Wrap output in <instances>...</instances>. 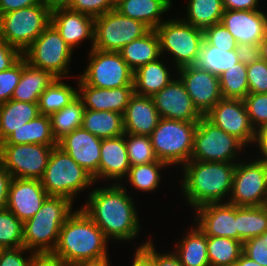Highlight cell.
<instances>
[{
  "mask_svg": "<svg viewBox=\"0 0 267 266\" xmlns=\"http://www.w3.org/2000/svg\"><path fill=\"white\" fill-rule=\"evenodd\" d=\"M25 251H30L29 257L23 256ZM37 253L26 249L25 247L4 249L0 257V266H31Z\"/></svg>",
  "mask_w": 267,
  "mask_h": 266,
  "instance_id": "50",
  "label": "cell"
},
{
  "mask_svg": "<svg viewBox=\"0 0 267 266\" xmlns=\"http://www.w3.org/2000/svg\"><path fill=\"white\" fill-rule=\"evenodd\" d=\"M150 28L143 22L111 10L94 20L93 48L119 52L126 44L144 36Z\"/></svg>",
  "mask_w": 267,
  "mask_h": 266,
  "instance_id": "11",
  "label": "cell"
},
{
  "mask_svg": "<svg viewBox=\"0 0 267 266\" xmlns=\"http://www.w3.org/2000/svg\"><path fill=\"white\" fill-rule=\"evenodd\" d=\"M238 62L236 50L219 49L204 39L195 66L219 77Z\"/></svg>",
  "mask_w": 267,
  "mask_h": 266,
  "instance_id": "36",
  "label": "cell"
},
{
  "mask_svg": "<svg viewBox=\"0 0 267 266\" xmlns=\"http://www.w3.org/2000/svg\"><path fill=\"white\" fill-rule=\"evenodd\" d=\"M130 169L124 134L102 139L100 149L99 180H121Z\"/></svg>",
  "mask_w": 267,
  "mask_h": 266,
  "instance_id": "25",
  "label": "cell"
},
{
  "mask_svg": "<svg viewBox=\"0 0 267 266\" xmlns=\"http://www.w3.org/2000/svg\"><path fill=\"white\" fill-rule=\"evenodd\" d=\"M170 76L169 68L159 58L149 62L133 73L134 93L152 97L173 80Z\"/></svg>",
  "mask_w": 267,
  "mask_h": 266,
  "instance_id": "29",
  "label": "cell"
},
{
  "mask_svg": "<svg viewBox=\"0 0 267 266\" xmlns=\"http://www.w3.org/2000/svg\"><path fill=\"white\" fill-rule=\"evenodd\" d=\"M0 144L58 145V141L53 136L49 116L40 114L19 129L14 130Z\"/></svg>",
  "mask_w": 267,
  "mask_h": 266,
  "instance_id": "31",
  "label": "cell"
},
{
  "mask_svg": "<svg viewBox=\"0 0 267 266\" xmlns=\"http://www.w3.org/2000/svg\"><path fill=\"white\" fill-rule=\"evenodd\" d=\"M55 79L51 72L32 67L22 56V73L11 99L38 103L40 95Z\"/></svg>",
  "mask_w": 267,
  "mask_h": 266,
  "instance_id": "27",
  "label": "cell"
},
{
  "mask_svg": "<svg viewBox=\"0 0 267 266\" xmlns=\"http://www.w3.org/2000/svg\"><path fill=\"white\" fill-rule=\"evenodd\" d=\"M0 246L4 249L24 247L23 222L8 209L0 211Z\"/></svg>",
  "mask_w": 267,
  "mask_h": 266,
  "instance_id": "43",
  "label": "cell"
},
{
  "mask_svg": "<svg viewBox=\"0 0 267 266\" xmlns=\"http://www.w3.org/2000/svg\"><path fill=\"white\" fill-rule=\"evenodd\" d=\"M94 20L91 16L68 8L51 12V24L72 50L86 38L92 40L91 49L93 48Z\"/></svg>",
  "mask_w": 267,
  "mask_h": 266,
  "instance_id": "23",
  "label": "cell"
},
{
  "mask_svg": "<svg viewBox=\"0 0 267 266\" xmlns=\"http://www.w3.org/2000/svg\"><path fill=\"white\" fill-rule=\"evenodd\" d=\"M243 101L253 127L260 133L267 127V93H248Z\"/></svg>",
  "mask_w": 267,
  "mask_h": 266,
  "instance_id": "44",
  "label": "cell"
},
{
  "mask_svg": "<svg viewBox=\"0 0 267 266\" xmlns=\"http://www.w3.org/2000/svg\"><path fill=\"white\" fill-rule=\"evenodd\" d=\"M224 11L223 0H189L187 15H185L188 18L182 19L188 24L204 30L209 26L221 23Z\"/></svg>",
  "mask_w": 267,
  "mask_h": 266,
  "instance_id": "37",
  "label": "cell"
},
{
  "mask_svg": "<svg viewBox=\"0 0 267 266\" xmlns=\"http://www.w3.org/2000/svg\"><path fill=\"white\" fill-rule=\"evenodd\" d=\"M51 24V11L42 4L0 15V38L23 53Z\"/></svg>",
  "mask_w": 267,
  "mask_h": 266,
  "instance_id": "7",
  "label": "cell"
},
{
  "mask_svg": "<svg viewBox=\"0 0 267 266\" xmlns=\"http://www.w3.org/2000/svg\"><path fill=\"white\" fill-rule=\"evenodd\" d=\"M227 202L236 206L267 205V160L236 163Z\"/></svg>",
  "mask_w": 267,
  "mask_h": 266,
  "instance_id": "12",
  "label": "cell"
},
{
  "mask_svg": "<svg viewBox=\"0 0 267 266\" xmlns=\"http://www.w3.org/2000/svg\"><path fill=\"white\" fill-rule=\"evenodd\" d=\"M3 250H4V248L2 246H0V257H1Z\"/></svg>",
  "mask_w": 267,
  "mask_h": 266,
  "instance_id": "64",
  "label": "cell"
},
{
  "mask_svg": "<svg viewBox=\"0 0 267 266\" xmlns=\"http://www.w3.org/2000/svg\"><path fill=\"white\" fill-rule=\"evenodd\" d=\"M69 266H110L109 259H104L100 261H95V262H79L75 263Z\"/></svg>",
  "mask_w": 267,
  "mask_h": 266,
  "instance_id": "62",
  "label": "cell"
},
{
  "mask_svg": "<svg viewBox=\"0 0 267 266\" xmlns=\"http://www.w3.org/2000/svg\"><path fill=\"white\" fill-rule=\"evenodd\" d=\"M124 133L150 136L160 115L151 96L133 94L123 114Z\"/></svg>",
  "mask_w": 267,
  "mask_h": 266,
  "instance_id": "24",
  "label": "cell"
},
{
  "mask_svg": "<svg viewBox=\"0 0 267 266\" xmlns=\"http://www.w3.org/2000/svg\"><path fill=\"white\" fill-rule=\"evenodd\" d=\"M78 97L82 100L84 108L95 111H114L124 114L134 86H122L113 89H104L86 85L78 78ZM81 93V94H80Z\"/></svg>",
  "mask_w": 267,
  "mask_h": 266,
  "instance_id": "22",
  "label": "cell"
},
{
  "mask_svg": "<svg viewBox=\"0 0 267 266\" xmlns=\"http://www.w3.org/2000/svg\"><path fill=\"white\" fill-rule=\"evenodd\" d=\"M235 50L239 62L246 66L261 59L260 47L258 44L237 43Z\"/></svg>",
  "mask_w": 267,
  "mask_h": 266,
  "instance_id": "53",
  "label": "cell"
},
{
  "mask_svg": "<svg viewBox=\"0 0 267 266\" xmlns=\"http://www.w3.org/2000/svg\"><path fill=\"white\" fill-rule=\"evenodd\" d=\"M102 139L79 127L58 140V147L68 153L78 165L99 180L100 149Z\"/></svg>",
  "mask_w": 267,
  "mask_h": 266,
  "instance_id": "18",
  "label": "cell"
},
{
  "mask_svg": "<svg viewBox=\"0 0 267 266\" xmlns=\"http://www.w3.org/2000/svg\"><path fill=\"white\" fill-rule=\"evenodd\" d=\"M225 10H258V0H223Z\"/></svg>",
  "mask_w": 267,
  "mask_h": 266,
  "instance_id": "56",
  "label": "cell"
},
{
  "mask_svg": "<svg viewBox=\"0 0 267 266\" xmlns=\"http://www.w3.org/2000/svg\"><path fill=\"white\" fill-rule=\"evenodd\" d=\"M56 78L40 95L38 107L40 114L50 116L60 111L78 97V90Z\"/></svg>",
  "mask_w": 267,
  "mask_h": 266,
  "instance_id": "35",
  "label": "cell"
},
{
  "mask_svg": "<svg viewBox=\"0 0 267 266\" xmlns=\"http://www.w3.org/2000/svg\"><path fill=\"white\" fill-rule=\"evenodd\" d=\"M198 112L205 116L221 99L219 77L195 65L179 68L177 72Z\"/></svg>",
  "mask_w": 267,
  "mask_h": 266,
  "instance_id": "16",
  "label": "cell"
},
{
  "mask_svg": "<svg viewBox=\"0 0 267 266\" xmlns=\"http://www.w3.org/2000/svg\"><path fill=\"white\" fill-rule=\"evenodd\" d=\"M31 266H68L50 255H38Z\"/></svg>",
  "mask_w": 267,
  "mask_h": 266,
  "instance_id": "58",
  "label": "cell"
},
{
  "mask_svg": "<svg viewBox=\"0 0 267 266\" xmlns=\"http://www.w3.org/2000/svg\"><path fill=\"white\" fill-rule=\"evenodd\" d=\"M259 145L258 149L263 154L261 157L267 160V127H265L260 133L258 137V142L256 143Z\"/></svg>",
  "mask_w": 267,
  "mask_h": 266,
  "instance_id": "60",
  "label": "cell"
},
{
  "mask_svg": "<svg viewBox=\"0 0 267 266\" xmlns=\"http://www.w3.org/2000/svg\"><path fill=\"white\" fill-rule=\"evenodd\" d=\"M89 60L85 72L79 77L86 85L104 89L134 86V72L119 52L100 51L92 48Z\"/></svg>",
  "mask_w": 267,
  "mask_h": 266,
  "instance_id": "13",
  "label": "cell"
},
{
  "mask_svg": "<svg viewBox=\"0 0 267 266\" xmlns=\"http://www.w3.org/2000/svg\"><path fill=\"white\" fill-rule=\"evenodd\" d=\"M12 180L11 173L0 163V211L7 209L9 188Z\"/></svg>",
  "mask_w": 267,
  "mask_h": 266,
  "instance_id": "54",
  "label": "cell"
},
{
  "mask_svg": "<svg viewBox=\"0 0 267 266\" xmlns=\"http://www.w3.org/2000/svg\"><path fill=\"white\" fill-rule=\"evenodd\" d=\"M130 166L158 161L150 136L124 133Z\"/></svg>",
  "mask_w": 267,
  "mask_h": 266,
  "instance_id": "42",
  "label": "cell"
},
{
  "mask_svg": "<svg viewBox=\"0 0 267 266\" xmlns=\"http://www.w3.org/2000/svg\"><path fill=\"white\" fill-rule=\"evenodd\" d=\"M108 186L90 192L86 204L81 208L107 239L127 242L134 240L140 230V221L133 203L135 201L127 195L121 182Z\"/></svg>",
  "mask_w": 267,
  "mask_h": 266,
  "instance_id": "1",
  "label": "cell"
},
{
  "mask_svg": "<svg viewBox=\"0 0 267 266\" xmlns=\"http://www.w3.org/2000/svg\"><path fill=\"white\" fill-rule=\"evenodd\" d=\"M204 39L212 46L227 51L235 50L237 42L233 35L221 24L217 23L203 30Z\"/></svg>",
  "mask_w": 267,
  "mask_h": 266,
  "instance_id": "48",
  "label": "cell"
},
{
  "mask_svg": "<svg viewBox=\"0 0 267 266\" xmlns=\"http://www.w3.org/2000/svg\"><path fill=\"white\" fill-rule=\"evenodd\" d=\"M235 168L236 163L190 160L182 169L185 200L194 209L208 203L227 202L225 195L232 190Z\"/></svg>",
  "mask_w": 267,
  "mask_h": 266,
  "instance_id": "3",
  "label": "cell"
},
{
  "mask_svg": "<svg viewBox=\"0 0 267 266\" xmlns=\"http://www.w3.org/2000/svg\"><path fill=\"white\" fill-rule=\"evenodd\" d=\"M183 239L175 244L173 253L183 266H210L207 253V236L195 225ZM178 245V246H177Z\"/></svg>",
  "mask_w": 267,
  "mask_h": 266,
  "instance_id": "32",
  "label": "cell"
},
{
  "mask_svg": "<svg viewBox=\"0 0 267 266\" xmlns=\"http://www.w3.org/2000/svg\"><path fill=\"white\" fill-rule=\"evenodd\" d=\"M132 266H155L154 245L151 239L142 243L134 253Z\"/></svg>",
  "mask_w": 267,
  "mask_h": 266,
  "instance_id": "52",
  "label": "cell"
},
{
  "mask_svg": "<svg viewBox=\"0 0 267 266\" xmlns=\"http://www.w3.org/2000/svg\"><path fill=\"white\" fill-rule=\"evenodd\" d=\"M72 203L66 197L48 196L39 211L23 222L24 247L38 255H50L61 227L73 212Z\"/></svg>",
  "mask_w": 267,
  "mask_h": 266,
  "instance_id": "4",
  "label": "cell"
},
{
  "mask_svg": "<svg viewBox=\"0 0 267 266\" xmlns=\"http://www.w3.org/2000/svg\"><path fill=\"white\" fill-rule=\"evenodd\" d=\"M210 266H234L243 253V243L227 237L207 236Z\"/></svg>",
  "mask_w": 267,
  "mask_h": 266,
  "instance_id": "38",
  "label": "cell"
},
{
  "mask_svg": "<svg viewBox=\"0 0 267 266\" xmlns=\"http://www.w3.org/2000/svg\"><path fill=\"white\" fill-rule=\"evenodd\" d=\"M243 148L245 145L239 139L203 116L197 124L190 160L236 163L235 158Z\"/></svg>",
  "mask_w": 267,
  "mask_h": 266,
  "instance_id": "10",
  "label": "cell"
},
{
  "mask_svg": "<svg viewBox=\"0 0 267 266\" xmlns=\"http://www.w3.org/2000/svg\"><path fill=\"white\" fill-rule=\"evenodd\" d=\"M22 73V57L9 69L0 72V105L11 100Z\"/></svg>",
  "mask_w": 267,
  "mask_h": 266,
  "instance_id": "45",
  "label": "cell"
},
{
  "mask_svg": "<svg viewBox=\"0 0 267 266\" xmlns=\"http://www.w3.org/2000/svg\"><path fill=\"white\" fill-rule=\"evenodd\" d=\"M234 266H262L257 262L247 257L244 253L241 254L239 259L235 262Z\"/></svg>",
  "mask_w": 267,
  "mask_h": 266,
  "instance_id": "61",
  "label": "cell"
},
{
  "mask_svg": "<svg viewBox=\"0 0 267 266\" xmlns=\"http://www.w3.org/2000/svg\"><path fill=\"white\" fill-rule=\"evenodd\" d=\"M171 5V0H116L115 10L155 30L164 21L161 16Z\"/></svg>",
  "mask_w": 267,
  "mask_h": 266,
  "instance_id": "26",
  "label": "cell"
},
{
  "mask_svg": "<svg viewBox=\"0 0 267 266\" xmlns=\"http://www.w3.org/2000/svg\"><path fill=\"white\" fill-rule=\"evenodd\" d=\"M21 57L22 53L18 49L10 46L5 40L0 38V72L9 69Z\"/></svg>",
  "mask_w": 267,
  "mask_h": 266,
  "instance_id": "51",
  "label": "cell"
},
{
  "mask_svg": "<svg viewBox=\"0 0 267 266\" xmlns=\"http://www.w3.org/2000/svg\"><path fill=\"white\" fill-rule=\"evenodd\" d=\"M166 166V167H165ZM167 164L158 160L148 164L130 166L126 175L130 185L136 189L148 192L158 188L161 180V168H167Z\"/></svg>",
  "mask_w": 267,
  "mask_h": 266,
  "instance_id": "41",
  "label": "cell"
},
{
  "mask_svg": "<svg viewBox=\"0 0 267 266\" xmlns=\"http://www.w3.org/2000/svg\"><path fill=\"white\" fill-rule=\"evenodd\" d=\"M261 59L267 62V32L264 39L259 43Z\"/></svg>",
  "mask_w": 267,
  "mask_h": 266,
  "instance_id": "63",
  "label": "cell"
},
{
  "mask_svg": "<svg viewBox=\"0 0 267 266\" xmlns=\"http://www.w3.org/2000/svg\"><path fill=\"white\" fill-rule=\"evenodd\" d=\"M48 196L40 180L13 178L7 209L24 222L39 211Z\"/></svg>",
  "mask_w": 267,
  "mask_h": 266,
  "instance_id": "20",
  "label": "cell"
},
{
  "mask_svg": "<svg viewBox=\"0 0 267 266\" xmlns=\"http://www.w3.org/2000/svg\"><path fill=\"white\" fill-rule=\"evenodd\" d=\"M40 3L41 0H0V15Z\"/></svg>",
  "mask_w": 267,
  "mask_h": 266,
  "instance_id": "55",
  "label": "cell"
},
{
  "mask_svg": "<svg viewBox=\"0 0 267 266\" xmlns=\"http://www.w3.org/2000/svg\"><path fill=\"white\" fill-rule=\"evenodd\" d=\"M115 6L116 0H72L68 9L91 16L95 19L114 10Z\"/></svg>",
  "mask_w": 267,
  "mask_h": 266,
  "instance_id": "46",
  "label": "cell"
},
{
  "mask_svg": "<svg viewBox=\"0 0 267 266\" xmlns=\"http://www.w3.org/2000/svg\"><path fill=\"white\" fill-rule=\"evenodd\" d=\"M221 24L237 43L258 44L267 32V15L258 10H225Z\"/></svg>",
  "mask_w": 267,
  "mask_h": 266,
  "instance_id": "21",
  "label": "cell"
},
{
  "mask_svg": "<svg viewBox=\"0 0 267 266\" xmlns=\"http://www.w3.org/2000/svg\"><path fill=\"white\" fill-rule=\"evenodd\" d=\"M160 118L198 122L203 116L194 106L180 78L174 79L152 96Z\"/></svg>",
  "mask_w": 267,
  "mask_h": 266,
  "instance_id": "17",
  "label": "cell"
},
{
  "mask_svg": "<svg viewBox=\"0 0 267 266\" xmlns=\"http://www.w3.org/2000/svg\"><path fill=\"white\" fill-rule=\"evenodd\" d=\"M58 145L0 144V163L13 178L40 180Z\"/></svg>",
  "mask_w": 267,
  "mask_h": 266,
  "instance_id": "14",
  "label": "cell"
},
{
  "mask_svg": "<svg viewBox=\"0 0 267 266\" xmlns=\"http://www.w3.org/2000/svg\"><path fill=\"white\" fill-rule=\"evenodd\" d=\"M219 82L222 98L243 100L249 93L247 66L236 63L219 76Z\"/></svg>",
  "mask_w": 267,
  "mask_h": 266,
  "instance_id": "40",
  "label": "cell"
},
{
  "mask_svg": "<svg viewBox=\"0 0 267 266\" xmlns=\"http://www.w3.org/2000/svg\"><path fill=\"white\" fill-rule=\"evenodd\" d=\"M40 181L49 196L66 197L72 202L80 191L95 184L90 173L58 146L52 149Z\"/></svg>",
  "mask_w": 267,
  "mask_h": 266,
  "instance_id": "5",
  "label": "cell"
},
{
  "mask_svg": "<svg viewBox=\"0 0 267 266\" xmlns=\"http://www.w3.org/2000/svg\"><path fill=\"white\" fill-rule=\"evenodd\" d=\"M198 122L160 118L150 135L158 160L168 166H184L190 161ZM183 164V165H182Z\"/></svg>",
  "mask_w": 267,
  "mask_h": 266,
  "instance_id": "6",
  "label": "cell"
},
{
  "mask_svg": "<svg viewBox=\"0 0 267 266\" xmlns=\"http://www.w3.org/2000/svg\"><path fill=\"white\" fill-rule=\"evenodd\" d=\"M40 115L38 103L9 100L0 105V143L14 130Z\"/></svg>",
  "mask_w": 267,
  "mask_h": 266,
  "instance_id": "30",
  "label": "cell"
},
{
  "mask_svg": "<svg viewBox=\"0 0 267 266\" xmlns=\"http://www.w3.org/2000/svg\"><path fill=\"white\" fill-rule=\"evenodd\" d=\"M205 117L226 133L235 136L245 146L258 142L259 133L253 127L241 99L222 98Z\"/></svg>",
  "mask_w": 267,
  "mask_h": 266,
  "instance_id": "15",
  "label": "cell"
},
{
  "mask_svg": "<svg viewBox=\"0 0 267 266\" xmlns=\"http://www.w3.org/2000/svg\"><path fill=\"white\" fill-rule=\"evenodd\" d=\"M84 111L83 102L77 97L69 105L49 116L52 133L57 141L65 134L82 127Z\"/></svg>",
  "mask_w": 267,
  "mask_h": 266,
  "instance_id": "39",
  "label": "cell"
},
{
  "mask_svg": "<svg viewBox=\"0 0 267 266\" xmlns=\"http://www.w3.org/2000/svg\"><path fill=\"white\" fill-rule=\"evenodd\" d=\"M108 241L103 231L81 208L74 211L61 227L56 247L50 256L68 266L104 260L108 258Z\"/></svg>",
  "mask_w": 267,
  "mask_h": 266,
  "instance_id": "2",
  "label": "cell"
},
{
  "mask_svg": "<svg viewBox=\"0 0 267 266\" xmlns=\"http://www.w3.org/2000/svg\"><path fill=\"white\" fill-rule=\"evenodd\" d=\"M155 30L160 40V53H171L176 69L195 65L204 40L202 29L180 17L163 21Z\"/></svg>",
  "mask_w": 267,
  "mask_h": 266,
  "instance_id": "8",
  "label": "cell"
},
{
  "mask_svg": "<svg viewBox=\"0 0 267 266\" xmlns=\"http://www.w3.org/2000/svg\"><path fill=\"white\" fill-rule=\"evenodd\" d=\"M243 253L262 266H267V231L243 243Z\"/></svg>",
  "mask_w": 267,
  "mask_h": 266,
  "instance_id": "49",
  "label": "cell"
},
{
  "mask_svg": "<svg viewBox=\"0 0 267 266\" xmlns=\"http://www.w3.org/2000/svg\"><path fill=\"white\" fill-rule=\"evenodd\" d=\"M72 53L73 50L50 24L22 53V56L32 67L47 70L56 78H66L69 77L68 65Z\"/></svg>",
  "mask_w": 267,
  "mask_h": 266,
  "instance_id": "9",
  "label": "cell"
},
{
  "mask_svg": "<svg viewBox=\"0 0 267 266\" xmlns=\"http://www.w3.org/2000/svg\"><path fill=\"white\" fill-rule=\"evenodd\" d=\"M41 2L52 12L57 9L69 8L72 0H41Z\"/></svg>",
  "mask_w": 267,
  "mask_h": 266,
  "instance_id": "59",
  "label": "cell"
},
{
  "mask_svg": "<svg viewBox=\"0 0 267 266\" xmlns=\"http://www.w3.org/2000/svg\"><path fill=\"white\" fill-rule=\"evenodd\" d=\"M82 127L100 139L118 137L124 134L123 114L85 109Z\"/></svg>",
  "mask_w": 267,
  "mask_h": 266,
  "instance_id": "33",
  "label": "cell"
},
{
  "mask_svg": "<svg viewBox=\"0 0 267 266\" xmlns=\"http://www.w3.org/2000/svg\"><path fill=\"white\" fill-rule=\"evenodd\" d=\"M195 210V223L206 236L238 240L236 205L229 202L208 203Z\"/></svg>",
  "mask_w": 267,
  "mask_h": 266,
  "instance_id": "19",
  "label": "cell"
},
{
  "mask_svg": "<svg viewBox=\"0 0 267 266\" xmlns=\"http://www.w3.org/2000/svg\"><path fill=\"white\" fill-rule=\"evenodd\" d=\"M155 266H183L178 257L174 253L157 252L154 248Z\"/></svg>",
  "mask_w": 267,
  "mask_h": 266,
  "instance_id": "57",
  "label": "cell"
},
{
  "mask_svg": "<svg viewBox=\"0 0 267 266\" xmlns=\"http://www.w3.org/2000/svg\"><path fill=\"white\" fill-rule=\"evenodd\" d=\"M249 93H267V62L263 59L247 65Z\"/></svg>",
  "mask_w": 267,
  "mask_h": 266,
  "instance_id": "47",
  "label": "cell"
},
{
  "mask_svg": "<svg viewBox=\"0 0 267 266\" xmlns=\"http://www.w3.org/2000/svg\"><path fill=\"white\" fill-rule=\"evenodd\" d=\"M267 231V205L237 206L238 241H245Z\"/></svg>",
  "mask_w": 267,
  "mask_h": 266,
  "instance_id": "34",
  "label": "cell"
},
{
  "mask_svg": "<svg viewBox=\"0 0 267 266\" xmlns=\"http://www.w3.org/2000/svg\"><path fill=\"white\" fill-rule=\"evenodd\" d=\"M121 57L135 72L139 67L161 57L160 40L156 30H149L144 36L126 44L120 51Z\"/></svg>",
  "mask_w": 267,
  "mask_h": 266,
  "instance_id": "28",
  "label": "cell"
}]
</instances>
